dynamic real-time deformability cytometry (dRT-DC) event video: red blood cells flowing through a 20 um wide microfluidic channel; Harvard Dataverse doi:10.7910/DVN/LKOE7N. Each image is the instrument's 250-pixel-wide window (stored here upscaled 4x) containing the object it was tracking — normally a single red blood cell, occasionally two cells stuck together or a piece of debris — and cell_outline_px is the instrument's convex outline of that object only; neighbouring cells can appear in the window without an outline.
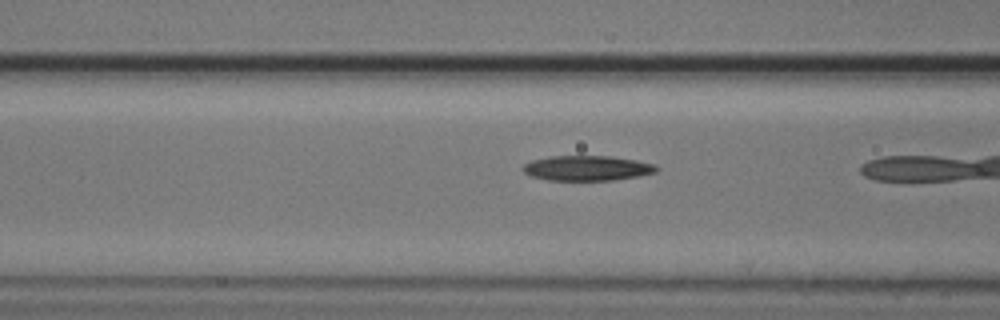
{"species": "common noctule bat (a hibernating species)", "species_latin": "Nyctalus noctula", "temperature_condition": "cold", "stored_images_in_passage": 21, "camera_frame_rate_fps": 3000, "um_per_image_px": 0.085, "animal": {"sex": "male", "body_mass_g": 20.5, "forearm_length_mm": 52.5}, "frame": {"image": 1, "passage_image": 16, "time_ms": 5.0, "image_size_px": [1000, 320], "cell_outline_px": [[660, 168], [656, 172], [640, 176], [616, 180], [548, 180], [532, 176], [524, 172], [520, 168], [524, 164], [532, 160], [548, 156], [612, 156], [636, 160], [656, 164]], "centroid_in_image_um": [49.93, 14.29], "position_along_channel_um": 116.7, "area_um2": 19.71}}